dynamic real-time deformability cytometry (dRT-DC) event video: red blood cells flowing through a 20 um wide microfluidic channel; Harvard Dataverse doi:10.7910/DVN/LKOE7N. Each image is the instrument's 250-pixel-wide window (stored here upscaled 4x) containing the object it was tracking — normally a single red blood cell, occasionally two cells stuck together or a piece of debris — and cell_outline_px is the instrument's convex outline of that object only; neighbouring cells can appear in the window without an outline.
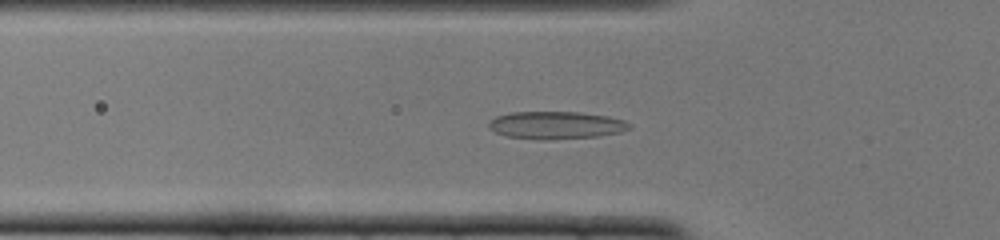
{"species": "common noctule bat (a hibernating species)", "species_latin": "Nyctalus noctula", "temperature_condition": "cold", "stored_images_in_passage": 52, "camera_frame_rate_fps": 3000, "um_per_image_px": 0.085, "animal": {"sex": "female", "body_mass_g": 22.0, "forearm_length_mm": 56.7}, "frame": {"image": 1, "passage_image": 17, "time_ms": 5.333, "image_size_px": [1000, 240], "cell_outline_px": [[632, 128], [620, 132], [600, 136], [548, 140], [544, 140], [508, 136], [496, 132], [488, 128], [488, 124], [496, 116], [512, 112], [580, 112], [608, 116], [624, 120], [632, 124]], "centroid_in_image_um": [47.31, 10.64], "position_along_channel_um": 78.5, "area_um2": 22.66}}
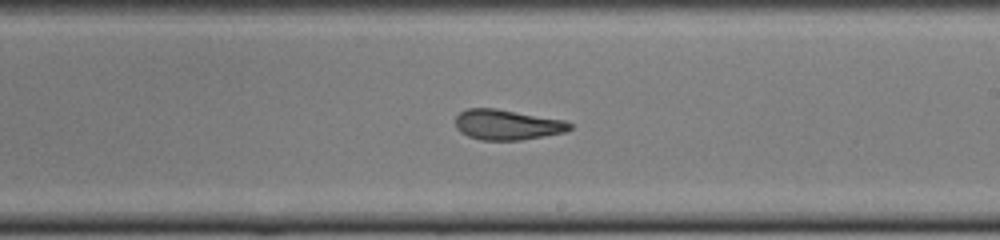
{"frame": {"image": 2, "passage_image": 30, "time_ms": 9.667, "image_size_px": [1000, 240], "cell_outline_px": [[572, 128], [568, 132], [520, 140], [480, 140], [468, 136], [460, 132], [456, 128], [456, 116], [460, 112], [468, 108], [496, 108], [564, 120], [572, 124]], "centroid_in_image_um": [43.12, 10.6], "position_along_channel_um": 245.9, "area_um2": 20.29}}
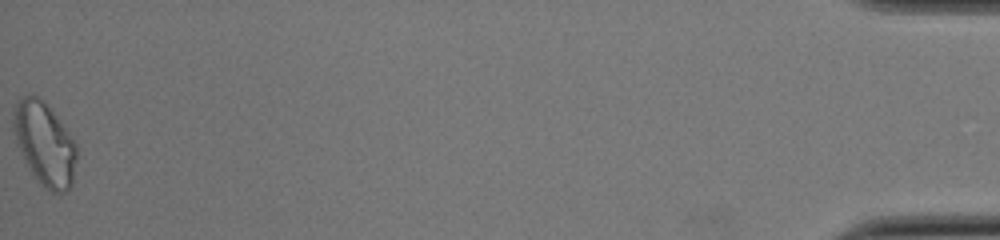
{"frame": {"image": 3, "passage_image": 52, "time_ms": 17.0, "image_size_px": [1000, 240], "cell_outline_px": [[76, 160], [72, 184], [60, 196], [52, 192], [40, 184], [24, 160], [16, 144], [12, 128], [12, 104], [16, 100], [24, 96], [36, 96], [44, 100], [56, 116], [76, 144]], "centroid_in_image_um": [3.74, 12.21], "position_along_channel_um": 431.5, "area_um2": 30.81}, "authors_computed_cell_mechanics": {"area_um2": 21.5883, "velocity_mm_per_s": 3.8622, "shape_relaxation_time_tau1_ms": 8.126, "shape_relaxation_time_tau2_ms": 2.3057, "deformation_change_tau1": 0.1991, "deformation_change_tau2": 0.0991}}